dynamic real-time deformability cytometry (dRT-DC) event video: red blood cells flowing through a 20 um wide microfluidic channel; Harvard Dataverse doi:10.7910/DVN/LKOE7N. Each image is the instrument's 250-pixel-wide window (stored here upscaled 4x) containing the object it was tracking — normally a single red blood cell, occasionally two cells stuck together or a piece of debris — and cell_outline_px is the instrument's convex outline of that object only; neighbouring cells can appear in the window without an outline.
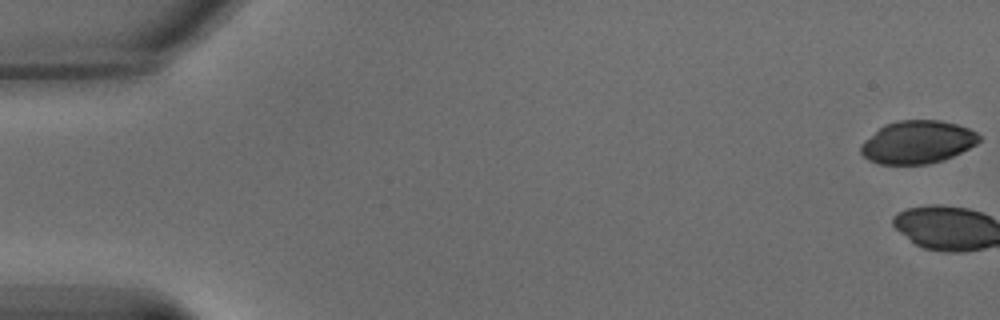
{"species": "common noctule bat (a hibernating species)", "species_latin": "Nyctalus noctula", "temperature_condition": "warm", "stored_images_in_passage": 3, "camera_frame_rate_fps": 3000, "um_per_image_px": 0.085, "animal": {"sex": "male", "body_mass_g": 15.6}, "frame": {"image": 1, "passage_image": 1, "time_ms": 0.0, "image_size_px": [1000, 320], "cell_outline_px": [[980, 140], [976, 144], [944, 160], [928, 164], [880, 164], [868, 160], [860, 152], [860, 144], [864, 140], [884, 124], [896, 120], [940, 120], [956, 124], [968, 128], [976, 132], [980, 136]], "centroid_in_image_um": [77.96, 12.08], "position_along_channel_um": 7.0, "area_um2": 29.59}}